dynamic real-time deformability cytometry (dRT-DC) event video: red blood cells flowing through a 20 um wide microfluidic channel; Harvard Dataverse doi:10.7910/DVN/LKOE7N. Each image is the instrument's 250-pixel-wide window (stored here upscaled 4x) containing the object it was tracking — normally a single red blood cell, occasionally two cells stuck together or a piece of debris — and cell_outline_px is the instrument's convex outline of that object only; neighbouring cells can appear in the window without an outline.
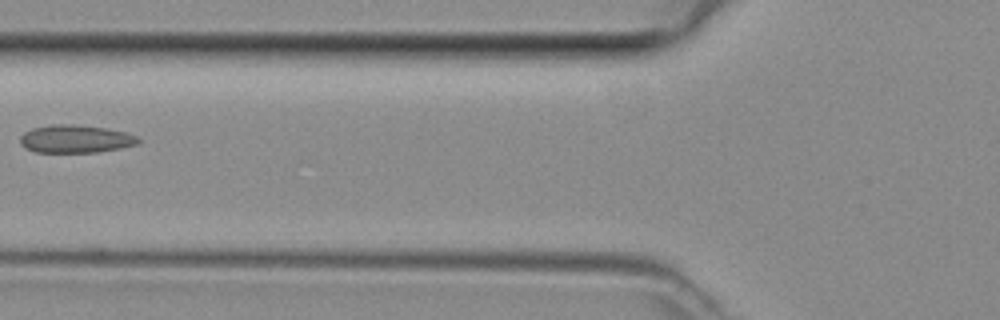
{"species": "common noctule bat (a hibernating species)", "species_latin": "Nyctalus noctula", "temperature_condition": "room temperature", "stored_images_in_passage": 2, "camera_frame_rate_fps": 3000, "um_per_image_px": 0.085, "animal": {"sex": "female", "body_mass_g": 29.2, "forearm_length_mm": 56.3}, "frame": {"image": 1, "passage_image": 2, "time_ms": 0.333, "image_size_px": [1000, 320], "cell_outline_px": [[140, 140], [136, 144], [120, 148], [96, 152], [36, 152], [20, 144], [20, 136], [24, 132], [32, 128], [52, 124], [72, 124], [104, 128], [124, 132], [136, 136]], "centroid_in_image_um": [6.38, 11.8], "position_along_channel_um": 119.4, "area_um2": 18.96}}